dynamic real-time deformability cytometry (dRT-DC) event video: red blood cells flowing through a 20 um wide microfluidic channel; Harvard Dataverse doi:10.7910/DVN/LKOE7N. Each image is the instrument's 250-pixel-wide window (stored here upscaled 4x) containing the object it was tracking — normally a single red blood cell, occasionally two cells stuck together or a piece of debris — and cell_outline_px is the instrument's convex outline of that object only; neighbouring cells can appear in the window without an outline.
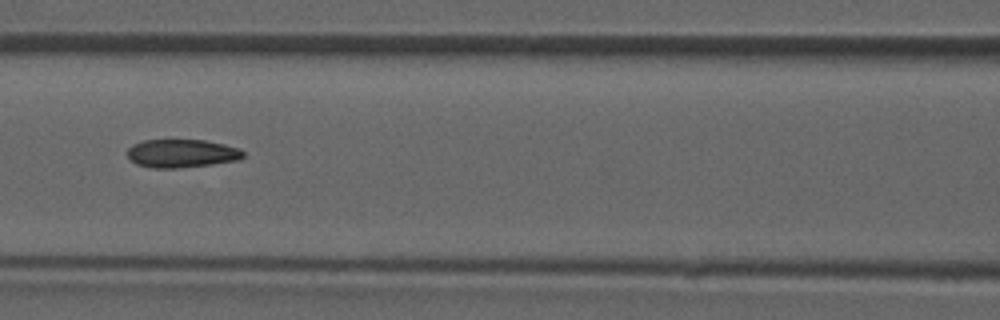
{"species": "common noctule bat (a hibernating species)", "species_latin": "Nyctalus noctula", "temperature_condition": "room temperature", "stored_images_in_passage": 48, "camera_frame_rate_fps": 3000, "um_per_image_px": 0.085, "animal": {"sex": "male", "forearm_length_mm": 52.5}, "frame": {"image": 1, "passage_image": 21, "time_ms": 6.667, "image_size_px": [1000, 320], "cell_outline_px": [[244, 156], [240, 160], [212, 164], [180, 168], [152, 168], [136, 164], [128, 156], [128, 148], [132, 144], [144, 140], [204, 140], [224, 144], [240, 148], [244, 152]], "centroid_in_image_um": [15.47, 13.04], "position_along_channel_um": 151.1, "area_um2": 19.19}}